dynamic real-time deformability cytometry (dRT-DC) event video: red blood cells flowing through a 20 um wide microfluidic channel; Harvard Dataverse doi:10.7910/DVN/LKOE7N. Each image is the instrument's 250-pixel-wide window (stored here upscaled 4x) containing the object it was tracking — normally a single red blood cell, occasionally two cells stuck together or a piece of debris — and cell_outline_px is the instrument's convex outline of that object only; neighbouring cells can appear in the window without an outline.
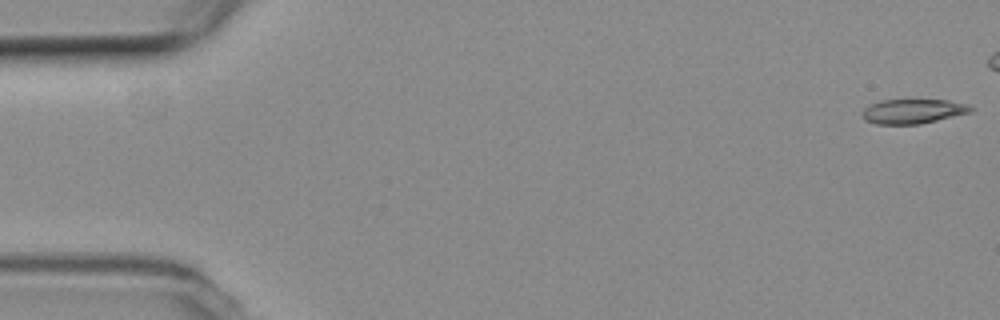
{"species": "common noctule bat (a hibernating species)", "species_latin": "Nyctalus noctula", "temperature_condition": "room temperature", "stored_images_in_passage": 15, "camera_frame_rate_fps": 3000, "um_per_image_px": 0.085, "animal": {"sex": "female", "body_mass_g": 19.3, "forearm_length_mm": 54.1}, "frame": {"image": 1, "passage_image": 1, "time_ms": 0.0, "image_size_px": [1000, 320], "cell_outline_px": [[976, 108], [972, 112], [920, 124], [876, 124], [864, 120], [864, 108], [880, 100], [948, 100], [964, 104]], "centroid_in_image_um": [77.63, 9.46], "position_along_channel_um": 7.4, "area_um2": 15.37}}